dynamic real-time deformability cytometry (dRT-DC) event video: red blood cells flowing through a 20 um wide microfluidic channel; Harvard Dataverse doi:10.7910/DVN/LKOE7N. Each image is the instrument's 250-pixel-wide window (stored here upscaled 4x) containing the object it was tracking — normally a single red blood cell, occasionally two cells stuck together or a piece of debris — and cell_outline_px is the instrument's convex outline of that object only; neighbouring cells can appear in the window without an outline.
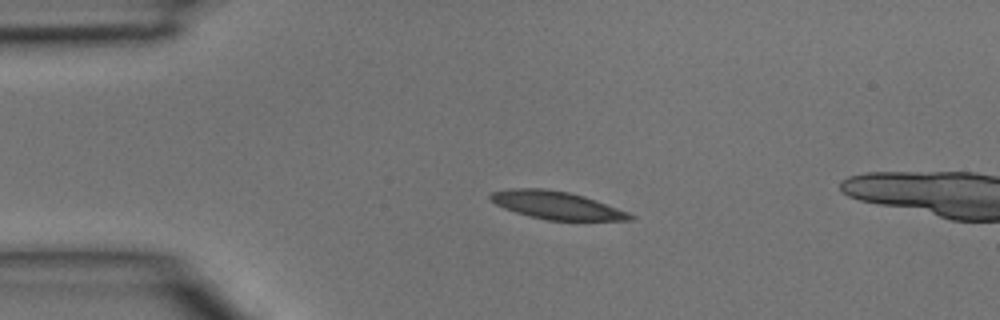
{"species": "common noctule bat (a hibernating species)", "species_latin": "Nyctalus noctula", "temperature_condition": "room temperature", "stored_images_in_passage": 2, "camera_frame_rate_fps": 3000, "um_per_image_px": 0.085, "animal": {"sex": "male", "body_mass_g": 15.6}, "frame": {"image": 1, "passage_image": 1, "time_ms": 0.0, "image_size_px": [1000, 320], "cell_outline_px": [[636, 216], [632, 220], [548, 220], [528, 216], [504, 208], [496, 204], [488, 196], [492, 192], [512, 188], [544, 188], [568, 192], [584, 196], [596, 200], [628, 212]], "centroid_in_image_um": [47.31, 17.44], "position_along_channel_um": 37.7, "area_um2": 22.48}}